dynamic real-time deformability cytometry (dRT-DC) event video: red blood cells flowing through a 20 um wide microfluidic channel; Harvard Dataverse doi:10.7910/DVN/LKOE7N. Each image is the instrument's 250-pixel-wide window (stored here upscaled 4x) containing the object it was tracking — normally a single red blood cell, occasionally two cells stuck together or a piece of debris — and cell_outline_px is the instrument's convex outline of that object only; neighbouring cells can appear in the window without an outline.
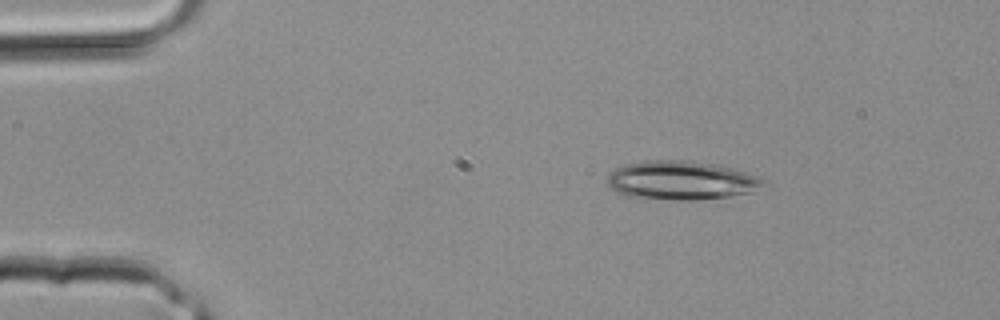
{"species": "common noctule bat (a hibernating species)", "species_latin": "Nyctalus noctula", "temperature_condition": "room temperature", "stored_images_in_passage": 2, "camera_frame_rate_fps": 3000, "um_per_image_px": 0.085, "animal": {"sex": "male", "body_mass_g": 20.4}, "frame": {"image": 1, "passage_image": 1, "time_ms": 0.0, "image_size_px": [1000, 320], "cell_outline_px": [[768, 184], [752, 192], [732, 196], [692, 200], [672, 200], [624, 196], [616, 192], [608, 184], [608, 172], [624, 164], [640, 160], [692, 160], [716, 164], [732, 168], [768, 180]], "centroid_in_image_um": [57.9, 15.32], "position_along_channel_um": 27.1, "area_um2": 35.84}}